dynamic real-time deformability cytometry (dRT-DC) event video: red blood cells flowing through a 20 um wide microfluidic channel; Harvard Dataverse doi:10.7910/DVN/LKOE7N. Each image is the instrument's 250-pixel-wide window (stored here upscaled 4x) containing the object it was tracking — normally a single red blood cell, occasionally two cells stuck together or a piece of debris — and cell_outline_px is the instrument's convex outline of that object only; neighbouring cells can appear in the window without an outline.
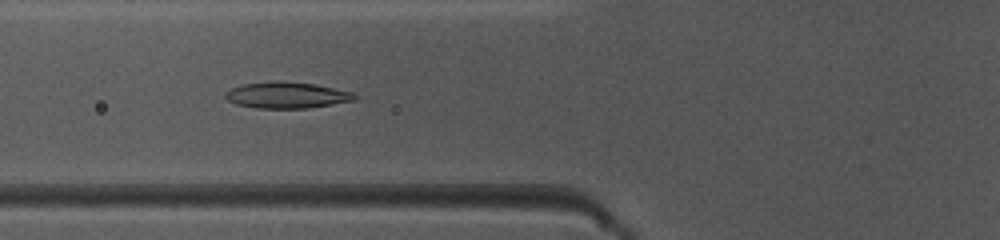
{"species": "common noctule bat (a hibernating species)", "species_latin": "Nyctalus noctula", "temperature_condition": "warm", "stored_images_in_passage": 50, "camera_frame_rate_fps": 3000, "um_per_image_px": 0.085, "animal": {"sex": "female", "body_mass_g": 10.0, "forearm_length_mm": 53.1}, "frame": {"image": 1, "passage_image": 19, "time_ms": 6.0, "image_size_px": [1000, 240], "cell_outline_px": [[356, 100], [308, 108], [256, 108], [236, 104], [228, 100], [224, 96], [224, 92], [232, 88], [244, 84], [312, 84], [352, 92], [356, 96]], "centroid_in_image_um": [24.37, 8.14], "position_along_channel_um": 101.4, "area_um2": 18.61}}
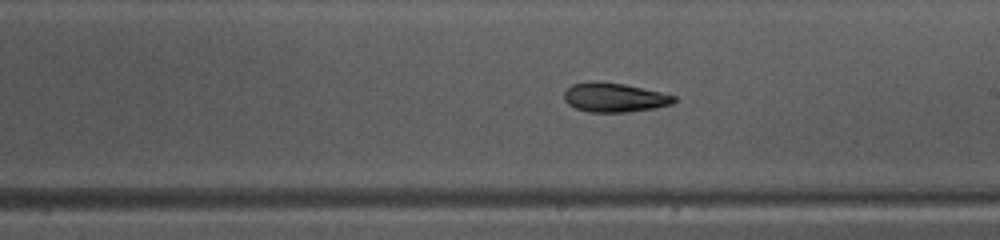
{"frame": {"image": 2, "passage_image": 29, "time_ms": 9.333, "image_size_px": [1000, 240], "cell_outline_px": [[676, 100], [672, 104], [656, 108], [628, 112], [588, 112], [576, 108], [568, 104], [564, 100], [564, 92], [572, 84], [592, 80], [596, 80], [624, 84], [660, 92], [676, 96]], "centroid_in_image_um": [52.2, 8.28], "position_along_channel_um": 236.8, "area_um2": 18.84}}
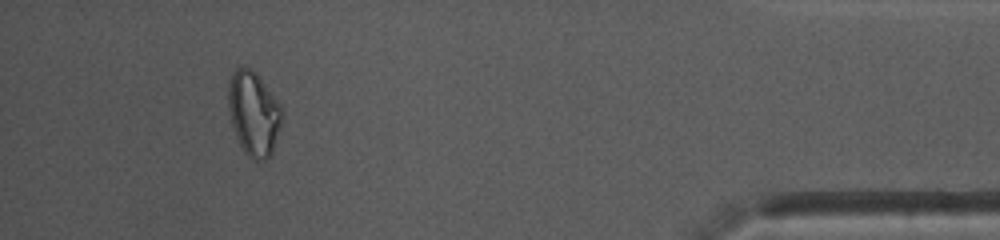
{"frame": {"image": 3, "passage_image": 46, "time_ms": 15.0, "image_size_px": [1000, 240], "cell_outline_px": [[280, 124], [272, 152], [264, 160], [256, 160], [248, 156], [244, 152], [236, 136], [232, 124], [228, 108], [228, 80], [232, 72], [236, 68], [244, 64], [252, 68], [256, 72], [280, 104]], "centroid_in_image_um": [21.51, 9.57], "position_along_channel_um": 413.7, "area_um2": 26.13}, "authors_computed_cell_mechanics": {"area_um2": 19.941, "velocity_mm_per_s": 4.0456, "shape_relaxation_time_tau1_ms": 8.4381, "shape_relaxation_time_tau2_ms": 9.0859, "deformation_change_tau1": 0.2267, "deformation_change_tau2": 0.2227}}